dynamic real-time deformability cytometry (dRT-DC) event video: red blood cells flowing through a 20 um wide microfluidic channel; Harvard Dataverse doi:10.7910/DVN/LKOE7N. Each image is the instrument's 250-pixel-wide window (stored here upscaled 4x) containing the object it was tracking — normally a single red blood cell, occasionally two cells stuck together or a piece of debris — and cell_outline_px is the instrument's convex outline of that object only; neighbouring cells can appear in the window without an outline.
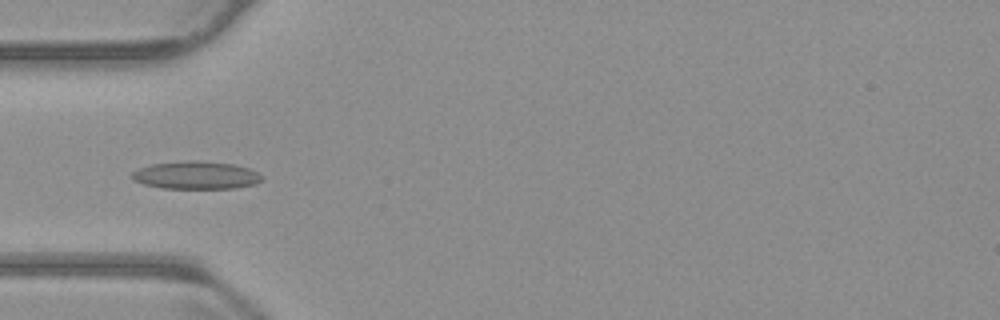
{"species": "common noctule bat (a hibernating species)", "species_latin": "Nyctalus noctula", "temperature_condition": "warm", "stored_images_in_passage": 8, "camera_frame_rate_fps": 3000, "um_per_image_px": 0.085, "animal": {"sex": "male", "body_mass_g": 23.1, "forearm_length_mm": 52.7}, "frame": {"image": 1, "passage_image": 5, "time_ms": 1.333, "image_size_px": [1000, 320], "cell_outline_px": [[264, 180], [256, 184], [236, 188], [160, 188], [144, 184], [132, 180], [132, 172], [140, 168], [152, 164], [184, 160], [196, 160], [232, 164], [248, 168], [264, 176]], "centroid_in_image_um": [16.68, 14.89], "position_along_channel_um": 68.3, "area_um2": 21.15}}